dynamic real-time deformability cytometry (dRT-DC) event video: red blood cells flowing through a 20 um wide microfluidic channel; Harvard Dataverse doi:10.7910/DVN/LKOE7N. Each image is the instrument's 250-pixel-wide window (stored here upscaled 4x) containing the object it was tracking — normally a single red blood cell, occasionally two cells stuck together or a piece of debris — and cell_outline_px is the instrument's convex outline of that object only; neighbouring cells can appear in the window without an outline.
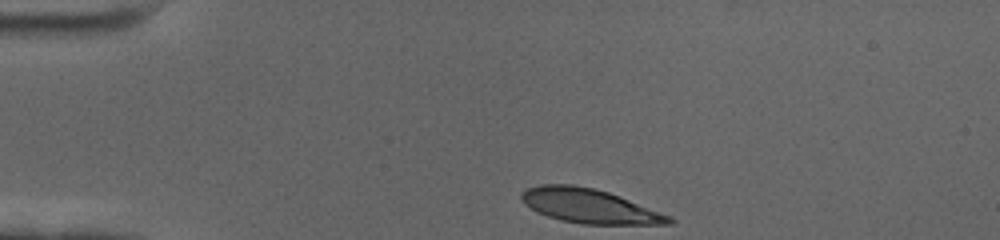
{"species": "human", "species_latin": "Homo sapiens", "temperature_condition": "cold", "stored_images_in_passage": 38, "camera_frame_rate_fps": 3000, "um_per_image_px": 0.085, "donor": {"sex": "female"}, "frame": {"image": 1, "passage_image": 1, "time_ms": 0.0, "image_size_px": [1000, 240], "cell_outline_px": [[676, 220], [672, 224], [580, 224], [560, 220], [536, 212], [524, 204], [520, 200], [520, 196], [528, 188], [544, 184], [572, 184], [596, 188], [608, 192], [672, 216]], "centroid_in_image_um": [50.11, 17.51], "position_along_channel_um": 34.9, "area_um2": 29.54}}
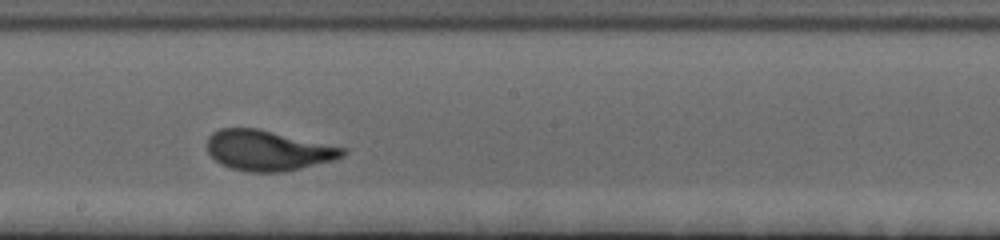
{"frame": {"image": 2, "passage_image": 22, "time_ms": 7.0, "image_size_px": [1000, 240], "cell_outline_px": [[348, 152], [344, 156], [332, 160], [284, 172], [248, 172], [232, 168], [220, 164], [208, 152], [208, 136], [212, 132], [220, 128], [256, 128], [348, 148]], "centroid_in_image_um": [22.79, 12.78], "position_along_channel_um": 225.4, "area_um2": 31.79}}
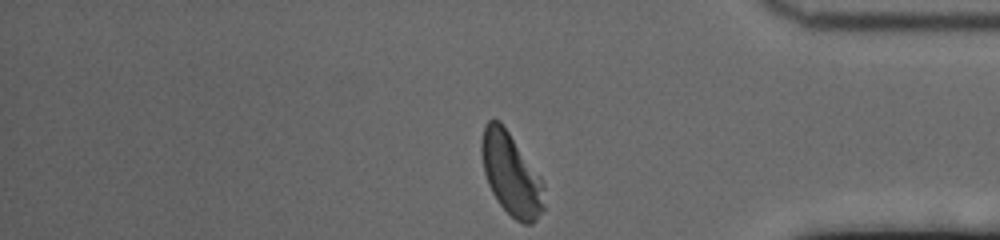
{"frame": {"image": 3, "passage_image": 38, "time_ms": 12.333, "image_size_px": [1000, 240], "cell_outline_px": [[544, 208], [536, 220], [532, 224], [524, 224], [516, 220], [496, 200], [488, 184], [484, 172], [480, 148], [480, 140], [484, 124], [488, 120], [500, 120], [540, 176], [544, 184]], "centroid_in_image_um": [43.43, 14.79], "position_along_channel_um": 391.8, "area_um2": 30.06}, "authors_computed_cell_mechanics": {"area_um2": 30.923, "velocity_mm_per_s": 3.4526, "shape_relaxation_time_tau1_ms": 3.1637, "shape_relaxation_time_tau2_ms": null, "deformation_change_tau1": 0.1815, "deformation_change_tau2": null}}